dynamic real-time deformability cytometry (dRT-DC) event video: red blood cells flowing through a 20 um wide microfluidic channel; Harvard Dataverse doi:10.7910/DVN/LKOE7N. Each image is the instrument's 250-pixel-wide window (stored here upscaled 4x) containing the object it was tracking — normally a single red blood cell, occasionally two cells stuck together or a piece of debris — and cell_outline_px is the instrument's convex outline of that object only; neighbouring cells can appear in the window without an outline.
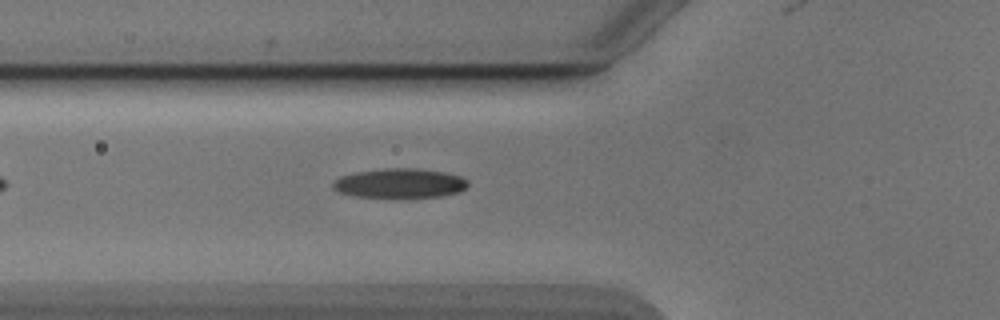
{"species": "Egyptian fruit bat (a non-hibernating species)", "species_latin": "Rousettus aegyptiacus", "temperature_condition": "cold", "stored_images_in_passage": 37, "camera_frame_rate_fps": 3000, "um_per_image_px": 0.085, "animal": {"sex": "male"}, "frame": {"image": 1, "passage_image": 6, "time_ms": 1.667, "image_size_px": [1000, 320], "cell_outline_px": [[468, 184], [460, 192], [440, 196], [404, 200], [392, 200], [352, 196], [340, 192], [332, 188], [332, 180], [340, 176], [356, 172], [384, 168], [416, 168], [444, 172], [460, 176], [468, 180]], "centroid_in_image_um": [33.94, 15.62], "position_along_channel_um": 91.9, "area_um2": 24.33}}
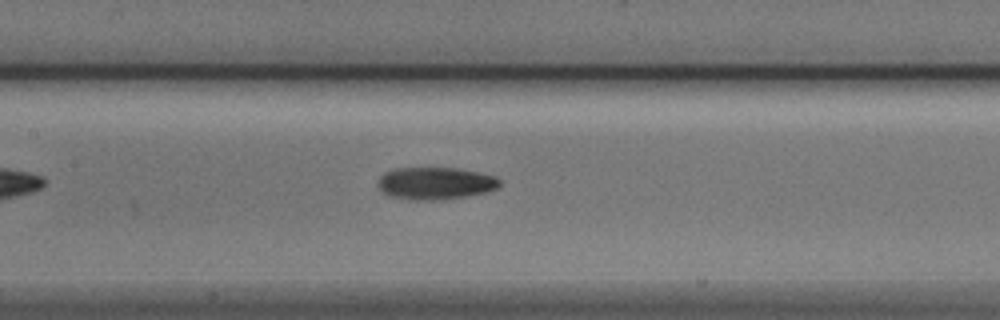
{"frame": {"image": 2, "passage_image": 12, "time_ms": 3.667, "image_size_px": [1000, 320], "cell_outline_px": [[500, 184], [496, 188], [488, 192], [468, 196], [440, 200], [408, 200], [388, 196], [380, 192], [376, 184], [376, 180], [384, 172], [396, 168], [456, 168], [496, 176], [500, 180]], "centroid_in_image_um": [36.94, 15.59], "position_along_channel_um": 170.5, "area_um2": 23.35}}
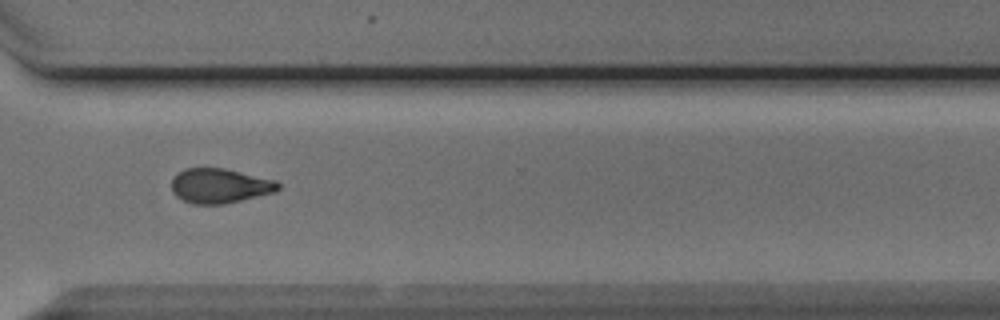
{"frame": {"image": 3, "passage_image": 26, "time_ms": 8.333, "image_size_px": [1000, 320], "cell_outline_px": [[280, 188], [276, 192], [224, 204], [192, 204], [176, 196], [172, 192], [172, 180], [184, 168], [224, 168], [276, 180], [280, 184]], "centroid_in_image_um": [18.71, 15.8], "position_along_channel_um": 351.9, "area_um2": 21.5}, "authors_computed_cell_mechanics": {"area_um2": 21.964, "velocity_mm_per_s": 3.8895, "shape_relaxation_time_tau1_ms": 3.6556, "shape_relaxation_time_tau2_ms": 5.3612, "deformation_change_tau1": 0.1406, "deformation_change_tau2": 0.1344}}